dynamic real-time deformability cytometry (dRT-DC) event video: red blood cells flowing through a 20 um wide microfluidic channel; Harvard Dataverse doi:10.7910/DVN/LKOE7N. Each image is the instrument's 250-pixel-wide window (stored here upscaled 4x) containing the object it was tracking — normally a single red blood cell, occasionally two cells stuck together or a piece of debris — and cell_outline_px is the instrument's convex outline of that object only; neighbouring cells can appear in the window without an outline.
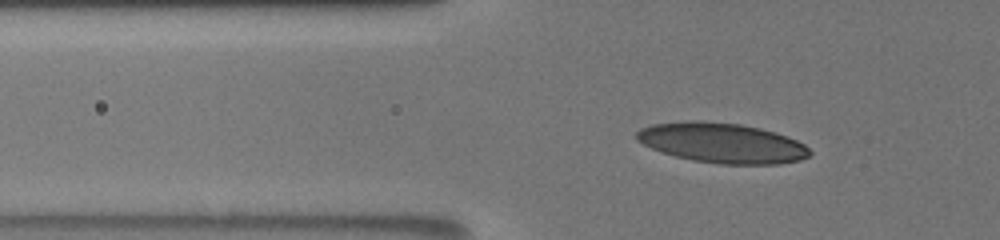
{"species": "human", "species_latin": "Homo sapiens", "temperature_condition": "room temperature", "stored_images_in_passage": 49, "camera_frame_rate_fps": 3000, "um_per_image_px": 0.085, "donor": {"sex": "male"}, "frame": {"image": 1, "passage_image": 11, "time_ms": 5.0, "image_size_px": [1000, 240], "cell_outline_px": [[812, 152], [808, 156], [800, 160], [780, 164], [720, 164], [692, 160], [676, 156], [652, 148], [636, 140], [636, 132], [640, 128], [652, 124], [696, 120], [740, 124], [760, 128], [776, 132], [788, 136], [804, 144]], "centroid_in_image_um": [61.39, 12.15], "position_along_channel_um": 64.4, "area_um2": 40.29}}
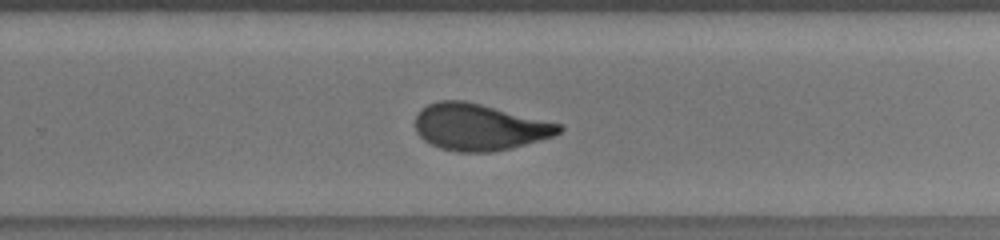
{"frame": {"image": 2, "passage_image": 29, "time_ms": 11.333, "image_size_px": [1000, 240], "cell_outline_px": [[564, 128], [560, 132], [552, 136], [540, 140], [492, 152], [456, 152], [440, 148], [424, 140], [416, 132], [416, 116], [420, 108], [428, 104], [440, 100], [464, 100], [560, 124]], "centroid_in_image_um": [40.69, 10.8], "position_along_channel_um": 289.1, "area_um2": 38.61}}
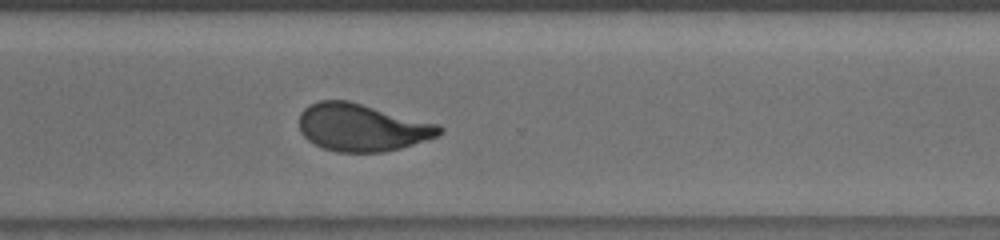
{"frame": {"image": 3, "passage_image": 34, "time_ms": 12.667, "image_size_px": [1000, 240], "cell_outline_px": [[444, 128], [436, 136], [400, 148], [384, 152], [336, 152], [324, 148], [308, 140], [300, 132], [300, 112], [308, 104], [320, 100], [348, 100], [440, 124]], "centroid_in_image_um": [30.75, 10.82], "position_along_channel_um": 339.9, "area_um2": 38.73}, "authors_computed_cell_mechanics": {"area_um2": 38.726, "velocity_mm_per_s": 3.8058, "shape_relaxation_time_tau1_ms": 7.1417, "shape_relaxation_time_tau2_ms": 0.9354, "deformation_change_tau1": 0.2162, "deformation_change_tau2": 0.069}}